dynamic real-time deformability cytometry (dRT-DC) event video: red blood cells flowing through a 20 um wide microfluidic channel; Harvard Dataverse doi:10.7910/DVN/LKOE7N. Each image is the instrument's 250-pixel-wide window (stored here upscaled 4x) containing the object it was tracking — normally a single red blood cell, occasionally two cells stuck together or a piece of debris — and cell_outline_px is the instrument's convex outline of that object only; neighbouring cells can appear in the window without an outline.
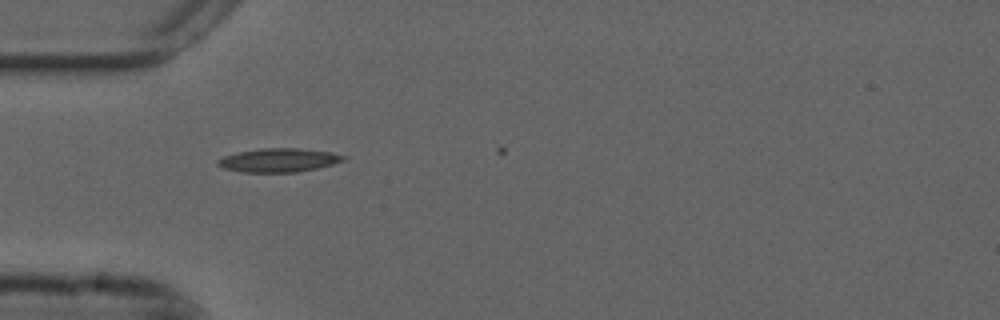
{"species": "common noctule bat (a hibernating species)", "species_latin": "Nyctalus noctula", "temperature_condition": "cold", "stored_images_in_passage": 6, "camera_frame_rate_fps": 3000, "um_per_image_px": 0.085, "animal": {"sex": "male", "forearm_length_mm": 52.5}, "frame": {"image": 1, "passage_image": 4, "time_ms": 1.0, "image_size_px": [1000, 320], "cell_outline_px": [[348, 156], [344, 160], [332, 164], [316, 168], [296, 172], [244, 172], [224, 168], [216, 164], [216, 160], [224, 156], [240, 152], [260, 148], [300, 148], [328, 152]], "centroid_in_image_um": [23.68, 13.61], "position_along_channel_um": 61.3, "area_um2": 17.17}}